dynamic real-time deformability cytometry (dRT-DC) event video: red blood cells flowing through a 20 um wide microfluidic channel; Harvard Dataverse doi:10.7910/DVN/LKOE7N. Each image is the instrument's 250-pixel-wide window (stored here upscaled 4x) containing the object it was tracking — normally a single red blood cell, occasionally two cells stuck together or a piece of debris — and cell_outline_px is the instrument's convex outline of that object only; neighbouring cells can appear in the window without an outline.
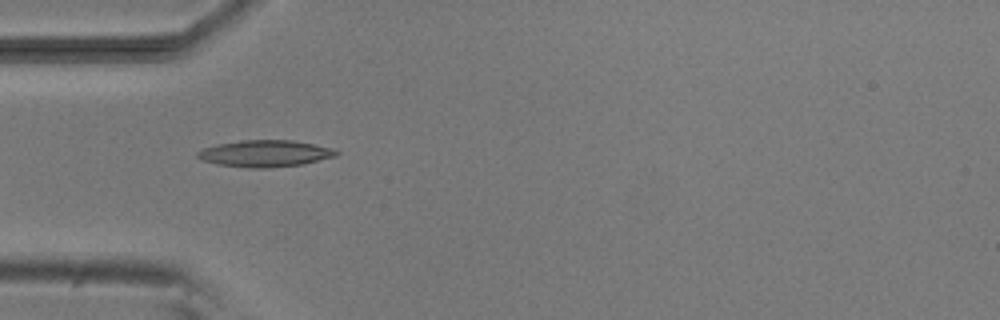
{"species": "common noctule bat (a hibernating species)", "species_latin": "Nyctalus noctula", "temperature_condition": "room temperature", "stored_images_in_passage": 5, "camera_frame_rate_fps": 3000, "um_per_image_px": 0.085, "animal": {"sex": "male", "body_mass_g": 20.5, "forearm_length_mm": 52.5}, "frame": {"image": 1, "passage_image": 4, "time_ms": 4.333, "image_size_px": [1000, 320], "cell_outline_px": [[340, 152], [336, 156], [304, 164], [268, 168], [248, 168], [216, 164], [200, 160], [196, 156], [196, 152], [204, 148], [216, 144], [240, 140], [292, 140], [336, 148]], "centroid_in_image_um": [22.53, 13.05], "position_along_channel_um": 62.5, "area_um2": 21.91}}
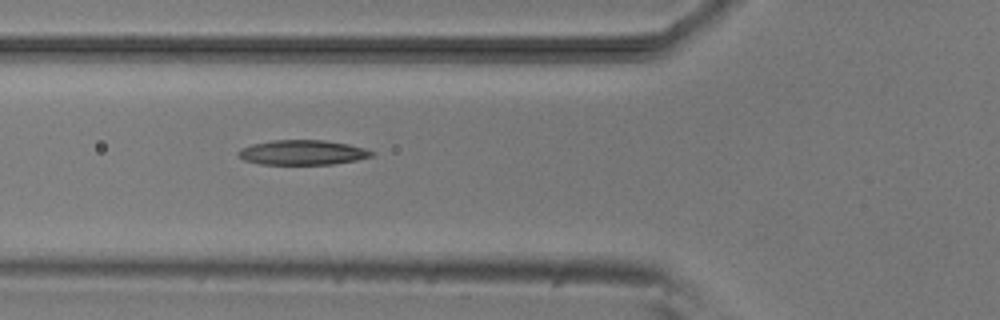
{"frame": {"image": 2, "passage_image": 5, "time_ms": 5.333, "image_size_px": [1000, 320], "cell_outline_px": [[376, 152], [372, 156], [356, 160], [332, 164], [260, 164], [244, 160], [236, 152], [240, 148], [252, 144], [272, 140], [324, 140], [348, 144], [364, 148]], "centroid_in_image_um": [25.7, 12.95], "position_along_channel_um": 100.1, "area_um2": 19.25}}